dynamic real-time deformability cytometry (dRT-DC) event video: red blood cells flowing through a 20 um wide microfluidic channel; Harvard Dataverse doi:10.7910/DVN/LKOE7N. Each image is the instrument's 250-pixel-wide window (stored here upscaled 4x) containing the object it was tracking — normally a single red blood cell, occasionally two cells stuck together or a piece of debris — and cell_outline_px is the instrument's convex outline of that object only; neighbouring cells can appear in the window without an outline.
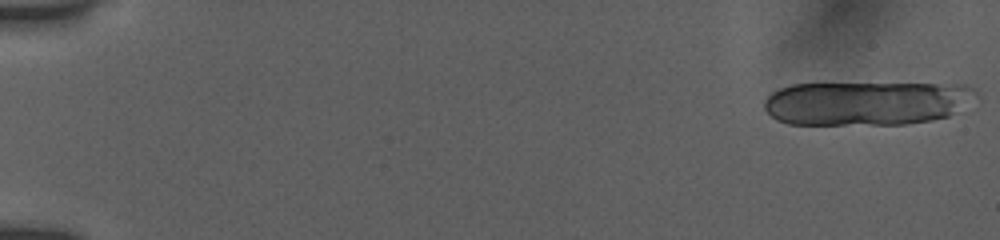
{"species": "human", "species_latin": "Homo sapiens", "temperature_condition": "room temperature", "stored_images_in_passage": 22, "camera_frame_rate_fps": 3000, "um_per_image_px": 0.085, "donor": {"sex": "female"}, "frame": {"image": 1, "passage_image": 1, "time_ms": 0.0, "image_size_px": [1000, 240], "cell_outline_px": [[976, 92], [948, 116], [932, 120], [908, 124], [788, 124], [776, 120], [764, 108], [764, 100], [772, 92], [780, 88], [792, 84], [964, 84], [972, 88]], "centroid_in_image_um": [73.54, 8.77], "position_along_channel_um": 11.5, "area_um2": 53.64}}